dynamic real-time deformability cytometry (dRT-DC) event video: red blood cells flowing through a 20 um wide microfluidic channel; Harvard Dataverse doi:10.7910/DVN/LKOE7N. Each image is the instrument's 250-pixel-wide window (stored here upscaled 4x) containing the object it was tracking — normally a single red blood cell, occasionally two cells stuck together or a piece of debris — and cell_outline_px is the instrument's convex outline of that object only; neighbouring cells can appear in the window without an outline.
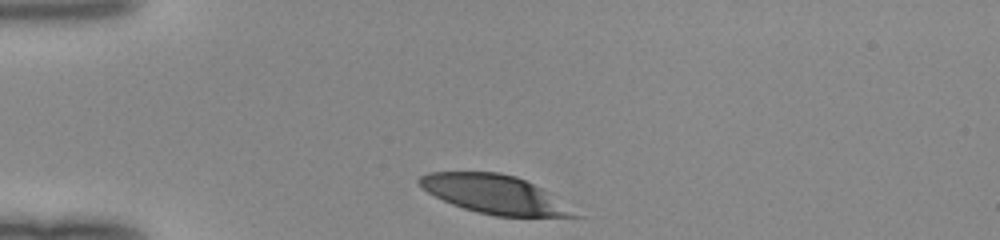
{"species": "human", "species_latin": "Homo sapiens", "temperature_condition": "room temperature", "stored_images_in_passage": 29, "camera_frame_rate_fps": 3000, "um_per_image_px": 0.085, "donor": {"sex": "female"}, "frame": {"image": 1, "passage_image": 1, "time_ms": 0.0, "image_size_px": [1000, 240], "cell_outline_px": [[584, 216], [496, 216], [476, 212], [452, 204], [428, 192], [416, 184], [416, 180], [420, 176], [428, 172], [500, 172], [516, 176], [540, 188]], "centroid_in_image_um": [41.96, 16.5], "position_along_channel_um": 43.0, "area_um2": 34.39}}
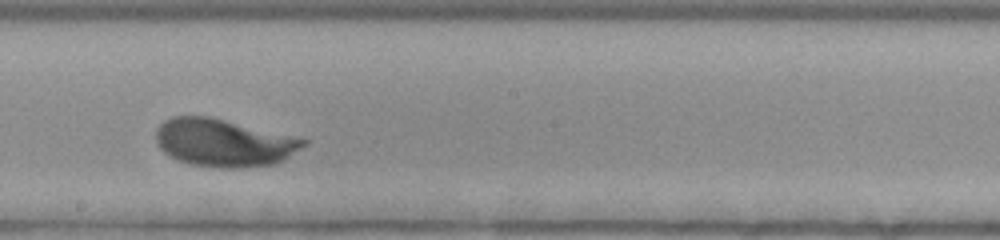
{"frame": {"image": 2, "passage_image": 17, "time_ms": 5.333, "image_size_px": [1000, 240], "cell_outline_px": [[308, 144], [284, 160], [276, 164], [240, 168], [220, 168], [188, 164], [176, 160], [164, 152], [156, 144], [156, 128], [164, 120], [172, 116], [208, 116], [308, 140]], "centroid_in_image_um": [18.99, 12.15], "position_along_channel_um": 229.2, "area_um2": 41.04}}
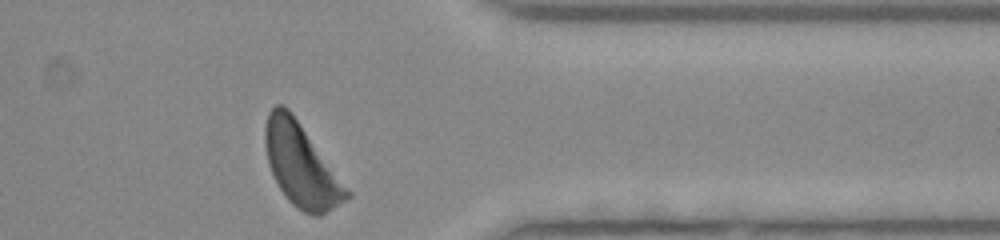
{"frame": {"image": 3, "passage_image": 29, "time_ms": 9.333, "image_size_px": [1000, 240], "cell_outline_px": [[352, 196], [320, 216], [312, 216], [304, 212], [292, 204], [288, 200], [280, 188], [268, 164], [264, 144], [264, 128], [268, 112], [276, 104], [284, 104], [292, 112], [352, 192]], "centroid_in_image_um": [25.6, 14.02], "position_along_channel_um": 385.8, "area_um2": 39.42}}